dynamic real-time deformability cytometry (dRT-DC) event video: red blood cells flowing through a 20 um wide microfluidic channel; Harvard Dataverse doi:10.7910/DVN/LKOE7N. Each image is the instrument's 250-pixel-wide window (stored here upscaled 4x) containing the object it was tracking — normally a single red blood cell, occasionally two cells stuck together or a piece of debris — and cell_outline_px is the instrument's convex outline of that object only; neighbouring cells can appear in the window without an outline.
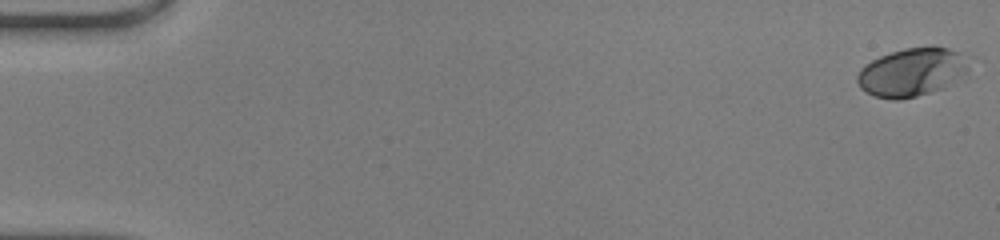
{"species": "human", "species_latin": "Homo sapiens", "temperature_condition": "warm", "stored_images_in_passage": 49, "camera_frame_rate_fps": 3000, "um_per_image_px": 0.085, "donor": {"sex": "male"}, "frame": {"image": 1, "passage_image": 1, "time_ms": 0.0, "image_size_px": [1000, 240], "cell_outline_px": [[968, 72], [944, 88], [916, 96], [900, 100], [892, 100], [876, 96], [860, 88], [856, 80], [856, 76], [860, 68], [864, 64], [880, 56], [904, 48], [932, 44], [948, 48], [960, 52], [968, 56]], "centroid_in_image_um": [77.53, 6.1], "position_along_channel_um": 7.5, "area_um2": 31.96}}
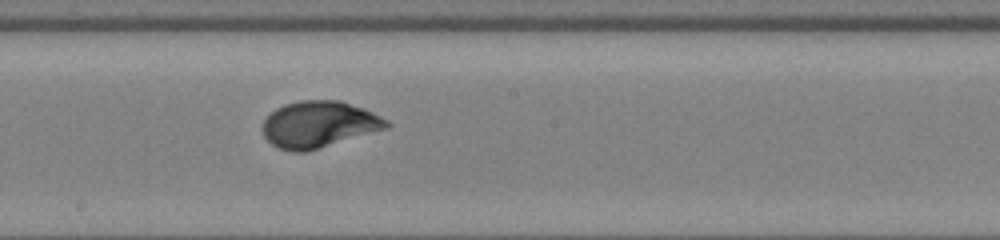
{"frame": {"image": 2, "passage_image": 28, "time_ms": 9.0, "image_size_px": [1000, 240], "cell_outline_px": [[392, 124], [388, 128], [308, 152], [292, 152], [280, 148], [272, 144], [264, 136], [264, 120], [276, 108], [284, 104], [300, 100], [340, 100], [364, 108], [388, 120]], "centroid_in_image_um": [27.14, 10.57], "position_along_channel_um": 221.1, "area_um2": 33.64}}
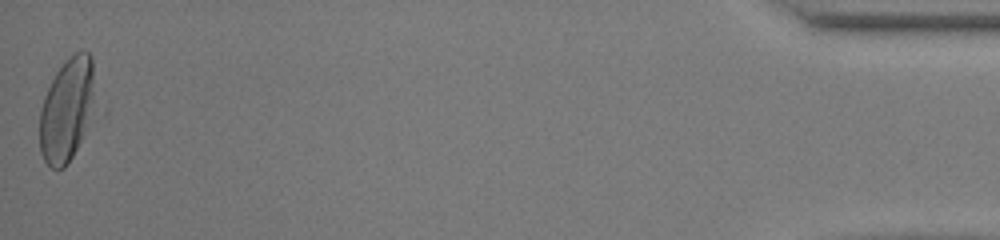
{"frame": {"image": 3, "passage_image": 49, "time_ms": 16.0, "image_size_px": [1000, 240], "cell_outline_px": [[108, 112], [68, 164], [64, 168], [52, 168], [44, 160], [40, 152], [40, 108], [44, 96], [56, 72], [76, 52], [88, 52], [92, 56], [108, 108]], "centroid_in_image_um": [6.02, 9.35], "position_along_channel_um": 429.2, "area_um2": 38.49}, "authors_computed_cell_mechanics": {"area_um2": 31.9634, "velocity_mm_per_s": 4.3039, "shape_relaxation_time_tau1_ms": 4.3513, "shape_relaxation_time_tau2_ms": null, "deformation_change_tau1": 0.2303, "deformation_change_tau2": null}}